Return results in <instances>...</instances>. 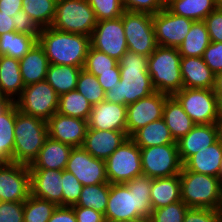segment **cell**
<instances>
[{
  "instance_id": "6da1fadb",
  "label": "cell",
  "mask_w": 222,
  "mask_h": 222,
  "mask_svg": "<svg viewBox=\"0 0 222 222\" xmlns=\"http://www.w3.org/2000/svg\"><path fill=\"white\" fill-rule=\"evenodd\" d=\"M152 178L141 175L125 184H110L106 222L150 217Z\"/></svg>"
},
{
  "instance_id": "7a4b0ae2",
  "label": "cell",
  "mask_w": 222,
  "mask_h": 222,
  "mask_svg": "<svg viewBox=\"0 0 222 222\" xmlns=\"http://www.w3.org/2000/svg\"><path fill=\"white\" fill-rule=\"evenodd\" d=\"M118 66L120 81L105 92V101L127 106L155 92L148 73V57L127 51Z\"/></svg>"
},
{
  "instance_id": "3957f363",
  "label": "cell",
  "mask_w": 222,
  "mask_h": 222,
  "mask_svg": "<svg viewBox=\"0 0 222 222\" xmlns=\"http://www.w3.org/2000/svg\"><path fill=\"white\" fill-rule=\"evenodd\" d=\"M38 43L44 48L50 64L82 69L91 46L89 36L61 32L52 27L42 28Z\"/></svg>"
},
{
  "instance_id": "277c9868",
  "label": "cell",
  "mask_w": 222,
  "mask_h": 222,
  "mask_svg": "<svg viewBox=\"0 0 222 222\" xmlns=\"http://www.w3.org/2000/svg\"><path fill=\"white\" fill-rule=\"evenodd\" d=\"M47 137V121L21 113L16 104L12 162L31 165Z\"/></svg>"
},
{
  "instance_id": "5b68a950",
  "label": "cell",
  "mask_w": 222,
  "mask_h": 222,
  "mask_svg": "<svg viewBox=\"0 0 222 222\" xmlns=\"http://www.w3.org/2000/svg\"><path fill=\"white\" fill-rule=\"evenodd\" d=\"M181 200L189 208L222 210V184L219 178L186 170L179 174Z\"/></svg>"
},
{
  "instance_id": "8992f818",
  "label": "cell",
  "mask_w": 222,
  "mask_h": 222,
  "mask_svg": "<svg viewBox=\"0 0 222 222\" xmlns=\"http://www.w3.org/2000/svg\"><path fill=\"white\" fill-rule=\"evenodd\" d=\"M180 60L177 48L159 45L148 57V73L156 92L173 96L183 89Z\"/></svg>"
},
{
  "instance_id": "52a82bcc",
  "label": "cell",
  "mask_w": 222,
  "mask_h": 222,
  "mask_svg": "<svg viewBox=\"0 0 222 222\" xmlns=\"http://www.w3.org/2000/svg\"><path fill=\"white\" fill-rule=\"evenodd\" d=\"M97 19L87 0H57L50 27L61 32L91 36Z\"/></svg>"
},
{
  "instance_id": "ba28073f",
  "label": "cell",
  "mask_w": 222,
  "mask_h": 222,
  "mask_svg": "<svg viewBox=\"0 0 222 222\" xmlns=\"http://www.w3.org/2000/svg\"><path fill=\"white\" fill-rule=\"evenodd\" d=\"M110 184H125L143 175L140 147L129 137L106 160Z\"/></svg>"
},
{
  "instance_id": "9c48e42d",
  "label": "cell",
  "mask_w": 222,
  "mask_h": 222,
  "mask_svg": "<svg viewBox=\"0 0 222 222\" xmlns=\"http://www.w3.org/2000/svg\"><path fill=\"white\" fill-rule=\"evenodd\" d=\"M195 124H216L220 105L213 89L183 88L173 95Z\"/></svg>"
},
{
  "instance_id": "30bf717a",
  "label": "cell",
  "mask_w": 222,
  "mask_h": 222,
  "mask_svg": "<svg viewBox=\"0 0 222 222\" xmlns=\"http://www.w3.org/2000/svg\"><path fill=\"white\" fill-rule=\"evenodd\" d=\"M121 18L128 51L149 57L158 46L154 34L153 15L125 10Z\"/></svg>"
},
{
  "instance_id": "8fae6325",
  "label": "cell",
  "mask_w": 222,
  "mask_h": 222,
  "mask_svg": "<svg viewBox=\"0 0 222 222\" xmlns=\"http://www.w3.org/2000/svg\"><path fill=\"white\" fill-rule=\"evenodd\" d=\"M58 101L59 95L45 80L25 86L15 103L21 113L47 121L57 112Z\"/></svg>"
},
{
  "instance_id": "7c38bea8",
  "label": "cell",
  "mask_w": 222,
  "mask_h": 222,
  "mask_svg": "<svg viewBox=\"0 0 222 222\" xmlns=\"http://www.w3.org/2000/svg\"><path fill=\"white\" fill-rule=\"evenodd\" d=\"M143 175L152 179L178 175L183 163L177 143L140 148Z\"/></svg>"
},
{
  "instance_id": "4fadbf2b",
  "label": "cell",
  "mask_w": 222,
  "mask_h": 222,
  "mask_svg": "<svg viewBox=\"0 0 222 222\" xmlns=\"http://www.w3.org/2000/svg\"><path fill=\"white\" fill-rule=\"evenodd\" d=\"M90 44L118 61L128 51L122 18L98 21L91 33Z\"/></svg>"
},
{
  "instance_id": "5bb4252c",
  "label": "cell",
  "mask_w": 222,
  "mask_h": 222,
  "mask_svg": "<svg viewBox=\"0 0 222 222\" xmlns=\"http://www.w3.org/2000/svg\"><path fill=\"white\" fill-rule=\"evenodd\" d=\"M30 194L29 166L15 162L0 164V200L24 202Z\"/></svg>"
},
{
  "instance_id": "9a60e30c",
  "label": "cell",
  "mask_w": 222,
  "mask_h": 222,
  "mask_svg": "<svg viewBox=\"0 0 222 222\" xmlns=\"http://www.w3.org/2000/svg\"><path fill=\"white\" fill-rule=\"evenodd\" d=\"M193 20L173 14L167 7L153 15L157 45L178 48L188 35Z\"/></svg>"
},
{
  "instance_id": "2e32d148",
  "label": "cell",
  "mask_w": 222,
  "mask_h": 222,
  "mask_svg": "<svg viewBox=\"0 0 222 222\" xmlns=\"http://www.w3.org/2000/svg\"><path fill=\"white\" fill-rule=\"evenodd\" d=\"M65 170L72 173L82 186L109 182L105 161L93 157L83 147L71 150Z\"/></svg>"
},
{
  "instance_id": "e0dca14e",
  "label": "cell",
  "mask_w": 222,
  "mask_h": 222,
  "mask_svg": "<svg viewBox=\"0 0 222 222\" xmlns=\"http://www.w3.org/2000/svg\"><path fill=\"white\" fill-rule=\"evenodd\" d=\"M168 96V94L155 91L150 96L127 105V135L130 137L141 127L162 119L164 104Z\"/></svg>"
},
{
  "instance_id": "ac0fdd59",
  "label": "cell",
  "mask_w": 222,
  "mask_h": 222,
  "mask_svg": "<svg viewBox=\"0 0 222 222\" xmlns=\"http://www.w3.org/2000/svg\"><path fill=\"white\" fill-rule=\"evenodd\" d=\"M47 128L49 137L75 148L83 146L88 123L56 112L47 120Z\"/></svg>"
},
{
  "instance_id": "d6986e66",
  "label": "cell",
  "mask_w": 222,
  "mask_h": 222,
  "mask_svg": "<svg viewBox=\"0 0 222 222\" xmlns=\"http://www.w3.org/2000/svg\"><path fill=\"white\" fill-rule=\"evenodd\" d=\"M127 106L102 101L92 106L87 119L88 128L127 132Z\"/></svg>"
},
{
  "instance_id": "ffe728a7",
  "label": "cell",
  "mask_w": 222,
  "mask_h": 222,
  "mask_svg": "<svg viewBox=\"0 0 222 222\" xmlns=\"http://www.w3.org/2000/svg\"><path fill=\"white\" fill-rule=\"evenodd\" d=\"M31 195L62 206L61 171L55 169H29Z\"/></svg>"
},
{
  "instance_id": "44dd1931",
  "label": "cell",
  "mask_w": 222,
  "mask_h": 222,
  "mask_svg": "<svg viewBox=\"0 0 222 222\" xmlns=\"http://www.w3.org/2000/svg\"><path fill=\"white\" fill-rule=\"evenodd\" d=\"M128 138L127 132L88 128L82 147L93 157L105 161Z\"/></svg>"
},
{
  "instance_id": "7402d4cb",
  "label": "cell",
  "mask_w": 222,
  "mask_h": 222,
  "mask_svg": "<svg viewBox=\"0 0 222 222\" xmlns=\"http://www.w3.org/2000/svg\"><path fill=\"white\" fill-rule=\"evenodd\" d=\"M217 140L218 130L216 124H195L185 136L177 141V148L182 163Z\"/></svg>"
},
{
  "instance_id": "603a6c76",
  "label": "cell",
  "mask_w": 222,
  "mask_h": 222,
  "mask_svg": "<svg viewBox=\"0 0 222 222\" xmlns=\"http://www.w3.org/2000/svg\"><path fill=\"white\" fill-rule=\"evenodd\" d=\"M183 88L213 89L215 74L202 57H181Z\"/></svg>"
},
{
  "instance_id": "cb8c5ba5",
  "label": "cell",
  "mask_w": 222,
  "mask_h": 222,
  "mask_svg": "<svg viewBox=\"0 0 222 222\" xmlns=\"http://www.w3.org/2000/svg\"><path fill=\"white\" fill-rule=\"evenodd\" d=\"M72 146L47 137L37 158L29 165V169L65 170Z\"/></svg>"
},
{
  "instance_id": "d4e9b609",
  "label": "cell",
  "mask_w": 222,
  "mask_h": 222,
  "mask_svg": "<svg viewBox=\"0 0 222 222\" xmlns=\"http://www.w3.org/2000/svg\"><path fill=\"white\" fill-rule=\"evenodd\" d=\"M221 163L222 143L217 140L209 147H205L204 149L190 156L183 163V167L188 171L212 175L218 178Z\"/></svg>"
},
{
  "instance_id": "484cf974",
  "label": "cell",
  "mask_w": 222,
  "mask_h": 222,
  "mask_svg": "<svg viewBox=\"0 0 222 222\" xmlns=\"http://www.w3.org/2000/svg\"><path fill=\"white\" fill-rule=\"evenodd\" d=\"M19 62L21 77L25 86L46 80L50 63L44 48L38 42Z\"/></svg>"
},
{
  "instance_id": "4316f807",
  "label": "cell",
  "mask_w": 222,
  "mask_h": 222,
  "mask_svg": "<svg viewBox=\"0 0 222 222\" xmlns=\"http://www.w3.org/2000/svg\"><path fill=\"white\" fill-rule=\"evenodd\" d=\"M24 88L19 60L0 55V90L2 93L10 102H15L21 96Z\"/></svg>"
},
{
  "instance_id": "83f0119b",
  "label": "cell",
  "mask_w": 222,
  "mask_h": 222,
  "mask_svg": "<svg viewBox=\"0 0 222 222\" xmlns=\"http://www.w3.org/2000/svg\"><path fill=\"white\" fill-rule=\"evenodd\" d=\"M180 190L179 174L153 179L150 190L152 210L181 201Z\"/></svg>"
},
{
  "instance_id": "f1b7e54d",
  "label": "cell",
  "mask_w": 222,
  "mask_h": 222,
  "mask_svg": "<svg viewBox=\"0 0 222 222\" xmlns=\"http://www.w3.org/2000/svg\"><path fill=\"white\" fill-rule=\"evenodd\" d=\"M163 119L176 142L185 136L195 125L174 96L166 98L163 108Z\"/></svg>"
},
{
  "instance_id": "f546056e",
  "label": "cell",
  "mask_w": 222,
  "mask_h": 222,
  "mask_svg": "<svg viewBox=\"0 0 222 222\" xmlns=\"http://www.w3.org/2000/svg\"><path fill=\"white\" fill-rule=\"evenodd\" d=\"M130 138L140 147L148 148L177 143L168 129L165 120L158 119L135 131Z\"/></svg>"
},
{
  "instance_id": "4dcf8cb0",
  "label": "cell",
  "mask_w": 222,
  "mask_h": 222,
  "mask_svg": "<svg viewBox=\"0 0 222 222\" xmlns=\"http://www.w3.org/2000/svg\"><path fill=\"white\" fill-rule=\"evenodd\" d=\"M16 103L11 102L0 111V164L12 162Z\"/></svg>"
},
{
  "instance_id": "1f68e13d",
  "label": "cell",
  "mask_w": 222,
  "mask_h": 222,
  "mask_svg": "<svg viewBox=\"0 0 222 222\" xmlns=\"http://www.w3.org/2000/svg\"><path fill=\"white\" fill-rule=\"evenodd\" d=\"M81 69L75 66L49 64L46 81L60 96L63 93L76 90Z\"/></svg>"
},
{
  "instance_id": "d6a6232c",
  "label": "cell",
  "mask_w": 222,
  "mask_h": 222,
  "mask_svg": "<svg viewBox=\"0 0 222 222\" xmlns=\"http://www.w3.org/2000/svg\"><path fill=\"white\" fill-rule=\"evenodd\" d=\"M210 42L205 22L194 21L188 35L177 49L181 57H202Z\"/></svg>"
},
{
  "instance_id": "836d02e7",
  "label": "cell",
  "mask_w": 222,
  "mask_h": 222,
  "mask_svg": "<svg viewBox=\"0 0 222 222\" xmlns=\"http://www.w3.org/2000/svg\"><path fill=\"white\" fill-rule=\"evenodd\" d=\"M38 38L16 31L1 34L0 55L20 60L35 46Z\"/></svg>"
},
{
  "instance_id": "e575fe53",
  "label": "cell",
  "mask_w": 222,
  "mask_h": 222,
  "mask_svg": "<svg viewBox=\"0 0 222 222\" xmlns=\"http://www.w3.org/2000/svg\"><path fill=\"white\" fill-rule=\"evenodd\" d=\"M217 7V0H174L167 6L173 14L193 21H204Z\"/></svg>"
},
{
  "instance_id": "d590c367",
  "label": "cell",
  "mask_w": 222,
  "mask_h": 222,
  "mask_svg": "<svg viewBox=\"0 0 222 222\" xmlns=\"http://www.w3.org/2000/svg\"><path fill=\"white\" fill-rule=\"evenodd\" d=\"M91 110V104L77 90H72L59 96L57 113L87 120Z\"/></svg>"
},
{
  "instance_id": "8d00e7d4",
  "label": "cell",
  "mask_w": 222,
  "mask_h": 222,
  "mask_svg": "<svg viewBox=\"0 0 222 222\" xmlns=\"http://www.w3.org/2000/svg\"><path fill=\"white\" fill-rule=\"evenodd\" d=\"M110 183L83 186L78 202L73 206L93 208L104 215L109 199Z\"/></svg>"
},
{
  "instance_id": "74e56055",
  "label": "cell",
  "mask_w": 222,
  "mask_h": 222,
  "mask_svg": "<svg viewBox=\"0 0 222 222\" xmlns=\"http://www.w3.org/2000/svg\"><path fill=\"white\" fill-rule=\"evenodd\" d=\"M56 2L57 0H22V10L41 28H47L53 23Z\"/></svg>"
},
{
  "instance_id": "f35d334b",
  "label": "cell",
  "mask_w": 222,
  "mask_h": 222,
  "mask_svg": "<svg viewBox=\"0 0 222 222\" xmlns=\"http://www.w3.org/2000/svg\"><path fill=\"white\" fill-rule=\"evenodd\" d=\"M56 208L54 202L30 194L24 201V222H48Z\"/></svg>"
},
{
  "instance_id": "ab89813d",
  "label": "cell",
  "mask_w": 222,
  "mask_h": 222,
  "mask_svg": "<svg viewBox=\"0 0 222 222\" xmlns=\"http://www.w3.org/2000/svg\"><path fill=\"white\" fill-rule=\"evenodd\" d=\"M76 90L88 100L91 106L105 101V91L98 83L97 77L84 69L80 71Z\"/></svg>"
},
{
  "instance_id": "60d3db41",
  "label": "cell",
  "mask_w": 222,
  "mask_h": 222,
  "mask_svg": "<svg viewBox=\"0 0 222 222\" xmlns=\"http://www.w3.org/2000/svg\"><path fill=\"white\" fill-rule=\"evenodd\" d=\"M83 69L94 76H99V72L120 71L118 61L90 46L86 55Z\"/></svg>"
},
{
  "instance_id": "b9f144b4",
  "label": "cell",
  "mask_w": 222,
  "mask_h": 222,
  "mask_svg": "<svg viewBox=\"0 0 222 222\" xmlns=\"http://www.w3.org/2000/svg\"><path fill=\"white\" fill-rule=\"evenodd\" d=\"M188 206L181 200L162 208L152 210L150 222H183Z\"/></svg>"
},
{
  "instance_id": "7bdbcfd3",
  "label": "cell",
  "mask_w": 222,
  "mask_h": 222,
  "mask_svg": "<svg viewBox=\"0 0 222 222\" xmlns=\"http://www.w3.org/2000/svg\"><path fill=\"white\" fill-rule=\"evenodd\" d=\"M97 21L115 19L122 16L124 10L121 0H87Z\"/></svg>"
},
{
  "instance_id": "ee69618b",
  "label": "cell",
  "mask_w": 222,
  "mask_h": 222,
  "mask_svg": "<svg viewBox=\"0 0 222 222\" xmlns=\"http://www.w3.org/2000/svg\"><path fill=\"white\" fill-rule=\"evenodd\" d=\"M62 178V206H73L78 202L81 194L82 184L67 170L61 171Z\"/></svg>"
},
{
  "instance_id": "f6af8a7d",
  "label": "cell",
  "mask_w": 222,
  "mask_h": 222,
  "mask_svg": "<svg viewBox=\"0 0 222 222\" xmlns=\"http://www.w3.org/2000/svg\"><path fill=\"white\" fill-rule=\"evenodd\" d=\"M183 222H222V210L188 208Z\"/></svg>"
},
{
  "instance_id": "bcb514c9",
  "label": "cell",
  "mask_w": 222,
  "mask_h": 222,
  "mask_svg": "<svg viewBox=\"0 0 222 222\" xmlns=\"http://www.w3.org/2000/svg\"><path fill=\"white\" fill-rule=\"evenodd\" d=\"M12 19L15 31L18 33L39 36L42 31V28L24 10L17 12Z\"/></svg>"
},
{
  "instance_id": "7dc6e473",
  "label": "cell",
  "mask_w": 222,
  "mask_h": 222,
  "mask_svg": "<svg viewBox=\"0 0 222 222\" xmlns=\"http://www.w3.org/2000/svg\"><path fill=\"white\" fill-rule=\"evenodd\" d=\"M124 10L154 15L164 7L159 0H121Z\"/></svg>"
},
{
  "instance_id": "c3c4849f",
  "label": "cell",
  "mask_w": 222,
  "mask_h": 222,
  "mask_svg": "<svg viewBox=\"0 0 222 222\" xmlns=\"http://www.w3.org/2000/svg\"><path fill=\"white\" fill-rule=\"evenodd\" d=\"M24 202H0V222H24Z\"/></svg>"
},
{
  "instance_id": "681fc988",
  "label": "cell",
  "mask_w": 222,
  "mask_h": 222,
  "mask_svg": "<svg viewBox=\"0 0 222 222\" xmlns=\"http://www.w3.org/2000/svg\"><path fill=\"white\" fill-rule=\"evenodd\" d=\"M206 65L216 74L222 71V43L210 42L202 56Z\"/></svg>"
},
{
  "instance_id": "f907efd6",
  "label": "cell",
  "mask_w": 222,
  "mask_h": 222,
  "mask_svg": "<svg viewBox=\"0 0 222 222\" xmlns=\"http://www.w3.org/2000/svg\"><path fill=\"white\" fill-rule=\"evenodd\" d=\"M204 22L210 41L222 43V10L217 7L204 19Z\"/></svg>"
},
{
  "instance_id": "816d5d0a",
  "label": "cell",
  "mask_w": 222,
  "mask_h": 222,
  "mask_svg": "<svg viewBox=\"0 0 222 222\" xmlns=\"http://www.w3.org/2000/svg\"><path fill=\"white\" fill-rule=\"evenodd\" d=\"M77 222H106L104 215L95 211L93 208H85L80 206H71Z\"/></svg>"
},
{
  "instance_id": "f5cc1de1",
  "label": "cell",
  "mask_w": 222,
  "mask_h": 222,
  "mask_svg": "<svg viewBox=\"0 0 222 222\" xmlns=\"http://www.w3.org/2000/svg\"><path fill=\"white\" fill-rule=\"evenodd\" d=\"M48 222H77V220L72 207L57 206Z\"/></svg>"
},
{
  "instance_id": "db71d44e",
  "label": "cell",
  "mask_w": 222,
  "mask_h": 222,
  "mask_svg": "<svg viewBox=\"0 0 222 222\" xmlns=\"http://www.w3.org/2000/svg\"><path fill=\"white\" fill-rule=\"evenodd\" d=\"M97 80L105 92L109 91L120 81V71L99 72Z\"/></svg>"
},
{
  "instance_id": "11a10c76",
  "label": "cell",
  "mask_w": 222,
  "mask_h": 222,
  "mask_svg": "<svg viewBox=\"0 0 222 222\" xmlns=\"http://www.w3.org/2000/svg\"><path fill=\"white\" fill-rule=\"evenodd\" d=\"M22 0H0V11L13 17L17 12L22 10Z\"/></svg>"
},
{
  "instance_id": "9f6ffc18",
  "label": "cell",
  "mask_w": 222,
  "mask_h": 222,
  "mask_svg": "<svg viewBox=\"0 0 222 222\" xmlns=\"http://www.w3.org/2000/svg\"><path fill=\"white\" fill-rule=\"evenodd\" d=\"M13 31H15V26L12 17L0 11V35Z\"/></svg>"
},
{
  "instance_id": "6f0895ef",
  "label": "cell",
  "mask_w": 222,
  "mask_h": 222,
  "mask_svg": "<svg viewBox=\"0 0 222 222\" xmlns=\"http://www.w3.org/2000/svg\"><path fill=\"white\" fill-rule=\"evenodd\" d=\"M213 91L217 96L219 103H222V71L215 74Z\"/></svg>"
},
{
  "instance_id": "680465c9",
  "label": "cell",
  "mask_w": 222,
  "mask_h": 222,
  "mask_svg": "<svg viewBox=\"0 0 222 222\" xmlns=\"http://www.w3.org/2000/svg\"><path fill=\"white\" fill-rule=\"evenodd\" d=\"M11 102L8 100V98L2 93L0 90V110H3L5 107H7Z\"/></svg>"
},
{
  "instance_id": "91938a15",
  "label": "cell",
  "mask_w": 222,
  "mask_h": 222,
  "mask_svg": "<svg viewBox=\"0 0 222 222\" xmlns=\"http://www.w3.org/2000/svg\"><path fill=\"white\" fill-rule=\"evenodd\" d=\"M113 222H150V219L148 217H139V218H134V219L113 221Z\"/></svg>"
},
{
  "instance_id": "94428289",
  "label": "cell",
  "mask_w": 222,
  "mask_h": 222,
  "mask_svg": "<svg viewBox=\"0 0 222 222\" xmlns=\"http://www.w3.org/2000/svg\"><path fill=\"white\" fill-rule=\"evenodd\" d=\"M216 126L218 130V140L222 143V119L216 122Z\"/></svg>"
},
{
  "instance_id": "6125c7cd",
  "label": "cell",
  "mask_w": 222,
  "mask_h": 222,
  "mask_svg": "<svg viewBox=\"0 0 222 222\" xmlns=\"http://www.w3.org/2000/svg\"><path fill=\"white\" fill-rule=\"evenodd\" d=\"M161 5L166 8L168 5H170L174 0H159Z\"/></svg>"
},
{
  "instance_id": "be15d7a7",
  "label": "cell",
  "mask_w": 222,
  "mask_h": 222,
  "mask_svg": "<svg viewBox=\"0 0 222 222\" xmlns=\"http://www.w3.org/2000/svg\"><path fill=\"white\" fill-rule=\"evenodd\" d=\"M218 178H219L220 183L222 184V163H221V166H220V172H219Z\"/></svg>"
},
{
  "instance_id": "e7e4bbea",
  "label": "cell",
  "mask_w": 222,
  "mask_h": 222,
  "mask_svg": "<svg viewBox=\"0 0 222 222\" xmlns=\"http://www.w3.org/2000/svg\"><path fill=\"white\" fill-rule=\"evenodd\" d=\"M218 8L222 10V0H217Z\"/></svg>"
},
{
  "instance_id": "03108f58",
  "label": "cell",
  "mask_w": 222,
  "mask_h": 222,
  "mask_svg": "<svg viewBox=\"0 0 222 222\" xmlns=\"http://www.w3.org/2000/svg\"><path fill=\"white\" fill-rule=\"evenodd\" d=\"M219 105H220V118L219 119H222V103H219Z\"/></svg>"
}]
</instances>
